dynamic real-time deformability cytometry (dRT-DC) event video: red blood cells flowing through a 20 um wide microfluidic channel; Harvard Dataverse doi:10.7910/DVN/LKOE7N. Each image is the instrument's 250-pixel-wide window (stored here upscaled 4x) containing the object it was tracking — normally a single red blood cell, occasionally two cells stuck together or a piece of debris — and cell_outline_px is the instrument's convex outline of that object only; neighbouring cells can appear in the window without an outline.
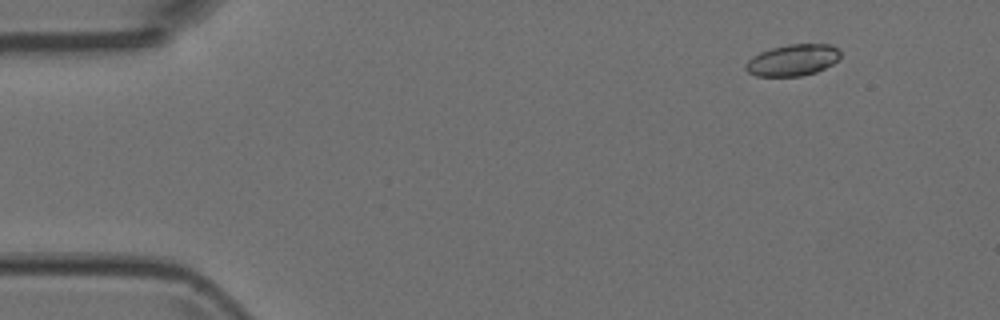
{"species": "Egyptian fruit bat (a non-hibernating species)", "species_latin": "Rousettus aegyptiacus", "temperature_condition": "room temperature", "stored_images_in_passage": 4, "camera_frame_rate_fps": 3000, "um_per_image_px": 0.085, "animal": {"sex": "female"}, "frame": {"image": 1, "passage_image": 2, "time_ms": 0.333, "image_size_px": [1000, 320], "cell_outline_px": [[840, 56], [832, 64], [816, 72], [800, 76], [756, 76], [748, 72], [744, 68], [744, 64], [752, 56], [760, 52], [772, 48], [788, 44], [832, 44], [840, 48]], "centroid_in_image_um": [67.37, 5.1], "position_along_channel_um": 17.6, "area_um2": 17.46}}
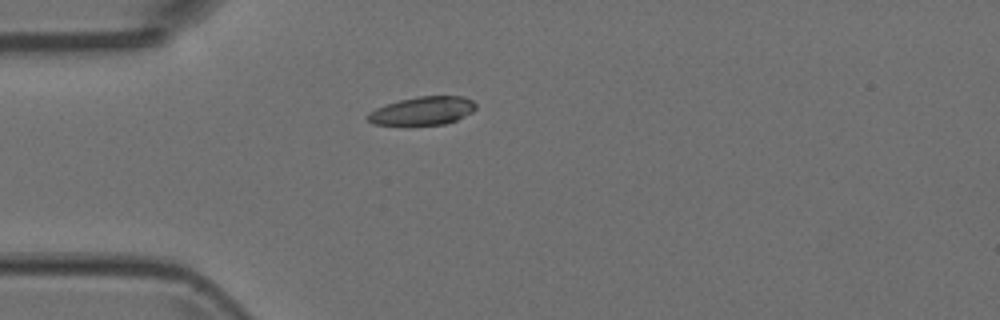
{"frame": {"image": 2, "passage_image": 4, "time_ms": 1.0, "image_size_px": [1000, 320], "cell_outline_px": [[476, 108], [472, 112], [456, 120], [444, 124], [372, 124], [364, 116], [368, 112], [376, 108], [400, 100], [420, 96], [464, 96], [472, 100], [476, 104]], "centroid_in_image_um": [35.92, 9.41], "position_along_channel_um": 49.1, "area_um2": 17.63}}